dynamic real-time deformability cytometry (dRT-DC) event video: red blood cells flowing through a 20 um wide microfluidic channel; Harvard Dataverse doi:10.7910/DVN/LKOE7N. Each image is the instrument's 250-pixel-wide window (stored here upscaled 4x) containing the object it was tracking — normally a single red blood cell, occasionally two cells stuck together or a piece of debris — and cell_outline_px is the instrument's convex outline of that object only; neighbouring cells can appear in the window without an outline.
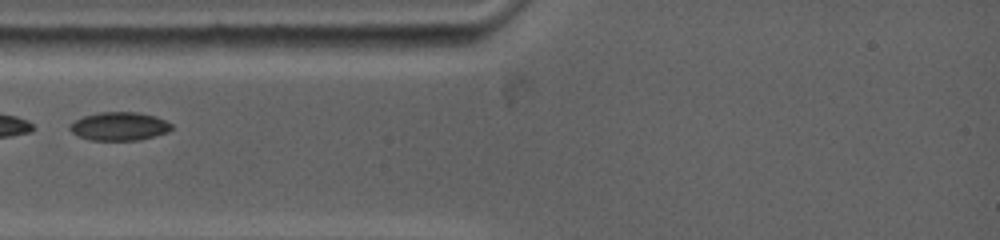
{"species": "common noctule bat (a hibernating species)", "species_latin": "Nyctalus noctula", "temperature_condition": "warm", "stored_images_in_passage": 10, "camera_frame_rate_fps": 5000, "um_per_image_px": 0.085, "animal": {"sex": "female", "body_mass_g": 19.0, "forearm_length_mm": 53.3}, "frame": {"image": 1, "passage_image": 2, "time_ms": 0.4, "image_size_px": [1000, 240], "cell_outline_px": [[172, 128], [168, 132], [140, 140], [88, 140], [76, 136], [68, 128], [68, 124], [84, 116], [100, 112], [136, 112], [156, 116], [172, 124]], "centroid_in_image_um": [10.11, 10.74], "position_along_channel_um": 74.9, "area_um2": 16.94}}